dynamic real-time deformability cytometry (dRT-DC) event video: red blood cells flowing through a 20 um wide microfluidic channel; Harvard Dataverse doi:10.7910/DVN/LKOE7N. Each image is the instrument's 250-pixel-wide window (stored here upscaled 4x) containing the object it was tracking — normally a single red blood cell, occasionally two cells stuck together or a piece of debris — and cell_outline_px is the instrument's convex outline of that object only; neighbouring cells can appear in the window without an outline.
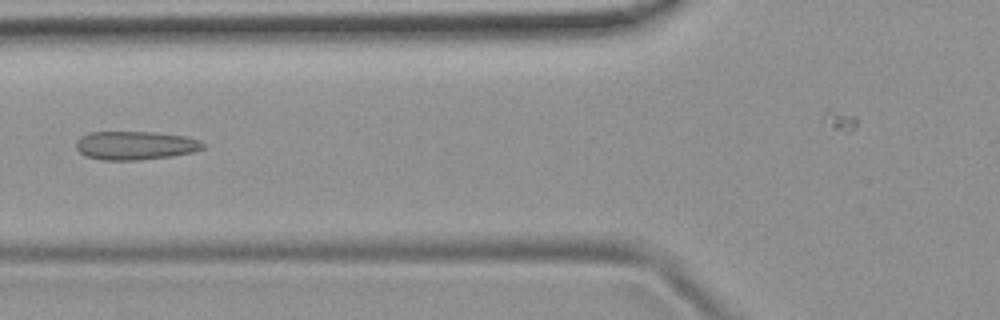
{"species": "common noctule bat (a hibernating species)", "species_latin": "Nyctalus noctula", "temperature_condition": "room temperature", "stored_images_in_passage": 7, "camera_frame_rate_fps": 3000, "um_per_image_px": 0.085, "animal": {"sex": "female", "body_mass_g": 19.9}, "frame": {"image": 1, "passage_image": 6, "time_ms": 5.667, "image_size_px": [1000, 320], "cell_outline_px": [[204, 148], [192, 152], [172, 156], [136, 160], [104, 160], [84, 156], [76, 148], [76, 140], [80, 136], [88, 132], [152, 132], [188, 136], [200, 140], [204, 144]], "centroid_in_image_um": [11.49, 12.36], "position_along_channel_um": 114.3, "area_um2": 21.27}}